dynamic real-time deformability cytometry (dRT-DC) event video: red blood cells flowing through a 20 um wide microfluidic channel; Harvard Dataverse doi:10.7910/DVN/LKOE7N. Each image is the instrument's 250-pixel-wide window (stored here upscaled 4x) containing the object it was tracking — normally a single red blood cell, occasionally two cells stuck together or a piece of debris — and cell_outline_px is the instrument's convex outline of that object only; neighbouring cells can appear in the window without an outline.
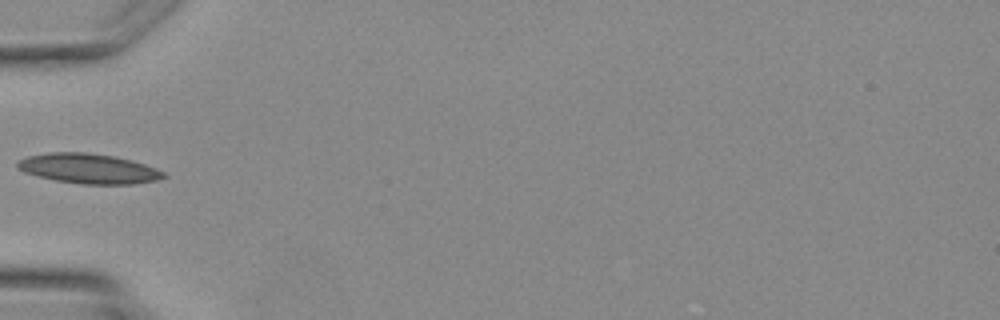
{"species": "Egyptian fruit bat (a non-hibernating species)", "species_latin": "Rousettus aegyptiacus", "temperature_condition": "warm", "stored_images_in_passage": 1, "camera_frame_rate_fps": 3000, "um_per_image_px": 0.085, "animal": {"sex": "female"}, "frame": {"image": 1, "passage_image": 1, "time_ms": 0.0, "image_size_px": [1000, 320], "cell_outline_px": [[168, 176], [156, 180], [132, 184], [80, 184], [56, 180], [24, 172], [16, 168], [16, 164], [20, 160], [28, 156], [48, 152], [84, 152], [112, 156], [132, 160], [156, 168], [164, 172]], "centroid_in_image_um": [7.53, 14.33], "position_along_channel_um": 77.5, "area_um2": 25.32}}